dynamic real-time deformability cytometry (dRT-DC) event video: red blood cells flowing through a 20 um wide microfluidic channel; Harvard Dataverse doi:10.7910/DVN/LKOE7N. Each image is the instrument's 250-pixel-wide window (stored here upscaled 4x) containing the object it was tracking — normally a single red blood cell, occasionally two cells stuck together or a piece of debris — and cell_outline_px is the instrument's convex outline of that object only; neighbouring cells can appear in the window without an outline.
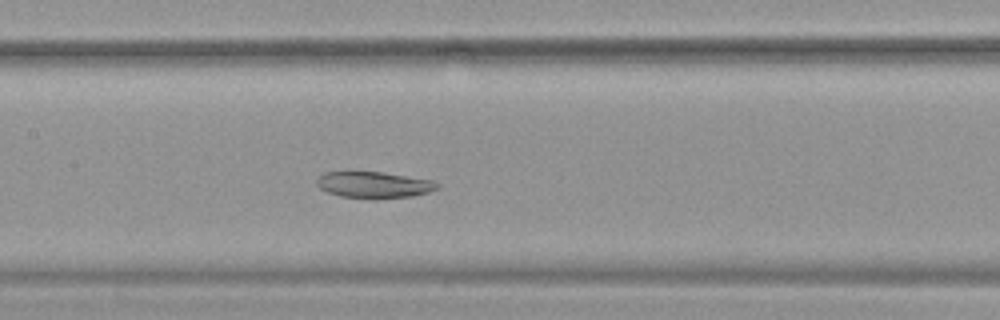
{"species": "common noctule bat (a hibernating species)", "species_latin": "Nyctalus noctula", "temperature_condition": "warm", "stored_images_in_passage": 53, "camera_frame_rate_fps": 3000, "um_per_image_px": 0.085, "animal": {"sex": "female", "body_mass_g": 19.9}, "frame": {"image": 1, "passage_image": 24, "time_ms": 7.667, "image_size_px": [1000, 320], "cell_outline_px": [[440, 188], [428, 192], [412, 196], [340, 196], [328, 192], [320, 188], [316, 184], [316, 180], [324, 172], [348, 168], [352, 168], [384, 172], [432, 180], [440, 184]], "centroid_in_image_um": [31.71, 15.61], "position_along_channel_um": 175.7, "area_um2": 18.67}}
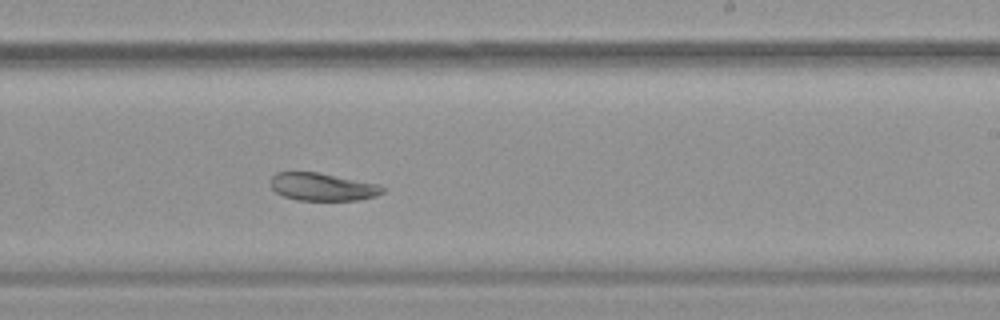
{"frame": {"image": 2, "passage_image": 31, "time_ms": 10.0, "image_size_px": [1000, 320], "cell_outline_px": [[384, 192], [376, 196], [356, 200], [296, 200], [284, 196], [276, 192], [268, 184], [268, 180], [276, 172], [320, 172], [380, 184], [384, 188]], "centroid_in_image_um": [27.39, 15.87], "position_along_channel_um": 261.6, "area_um2": 18.38}}
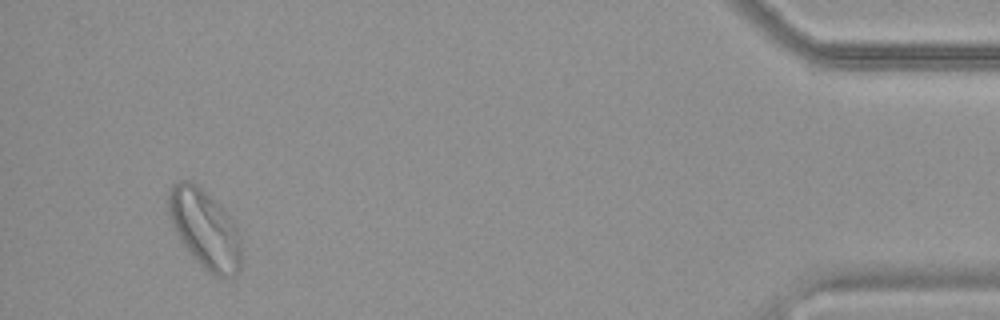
{"frame": {"image": 3, "passage_image": 49, "time_ms": 16.0, "image_size_px": [1000, 320], "cell_outline_px": [[240, 268], [236, 276], [216, 276], [204, 268], [188, 252], [176, 232], [168, 216], [168, 192], [172, 184], [176, 180], [188, 180], [196, 184], [220, 204], [236, 228], [240, 240]], "centroid_in_image_um": [17.37, 19.43], "position_along_channel_um": 417.8, "area_um2": 33.12}}